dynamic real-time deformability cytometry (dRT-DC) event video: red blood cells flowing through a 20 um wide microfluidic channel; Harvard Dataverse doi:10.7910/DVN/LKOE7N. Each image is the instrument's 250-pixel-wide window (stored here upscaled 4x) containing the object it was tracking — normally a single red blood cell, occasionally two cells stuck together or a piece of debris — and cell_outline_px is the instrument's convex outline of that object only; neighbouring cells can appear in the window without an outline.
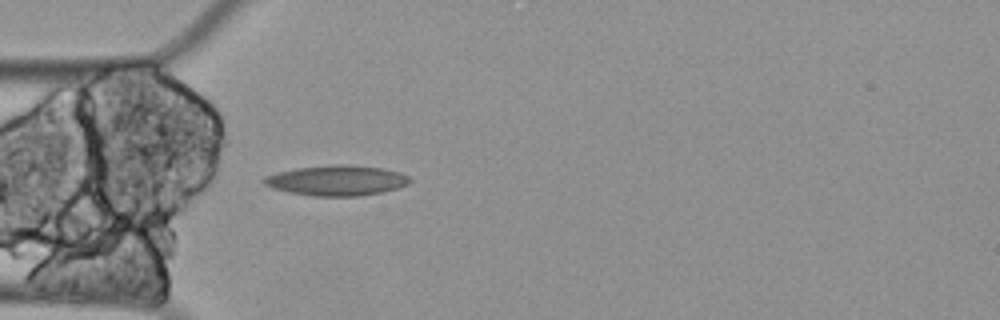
{"species": "Egyptian fruit bat (a non-hibernating species)", "species_latin": "Rousettus aegyptiacus", "temperature_condition": "cold", "stored_images_in_passage": 6, "camera_frame_rate_fps": 3000, "um_per_image_px": 0.085, "animal": {"sex": "female"}, "frame": {"image": 1, "passage_image": 1, "time_ms": 0.0, "image_size_px": [1000, 320], "cell_outline_px": [[412, 180], [408, 184], [396, 188], [380, 192], [360, 196], [312, 196], [288, 192], [272, 188], [264, 184], [260, 180], [264, 176], [276, 172], [296, 168], [336, 164], [348, 164], [380, 168], [400, 172], [408, 176]], "centroid_in_image_um": [28.57, 15.33], "position_along_channel_um": 56.4, "area_um2": 25.84}}
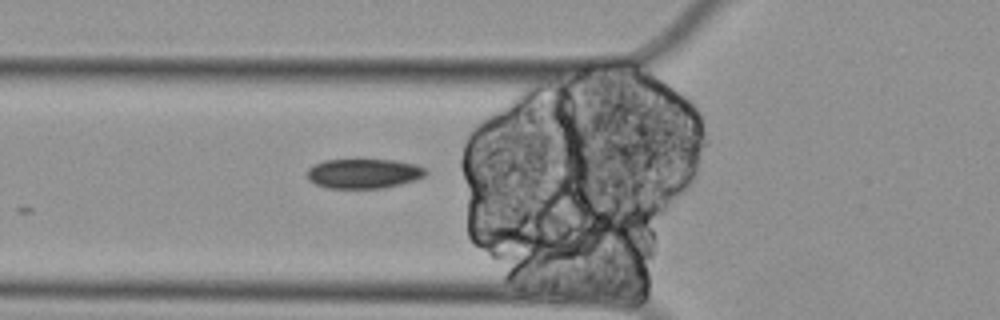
{"frame": {"image": 2, "passage_image": 4, "time_ms": 1.0, "image_size_px": [1000, 320], "cell_outline_px": [[428, 172], [424, 176], [416, 180], [384, 188], [328, 188], [316, 184], [308, 180], [308, 168], [312, 164], [324, 160], [396, 160], [416, 164], [424, 168]], "centroid_in_image_um": [30.92, 14.75], "position_along_channel_um": 94.9, "area_um2": 20.58}}